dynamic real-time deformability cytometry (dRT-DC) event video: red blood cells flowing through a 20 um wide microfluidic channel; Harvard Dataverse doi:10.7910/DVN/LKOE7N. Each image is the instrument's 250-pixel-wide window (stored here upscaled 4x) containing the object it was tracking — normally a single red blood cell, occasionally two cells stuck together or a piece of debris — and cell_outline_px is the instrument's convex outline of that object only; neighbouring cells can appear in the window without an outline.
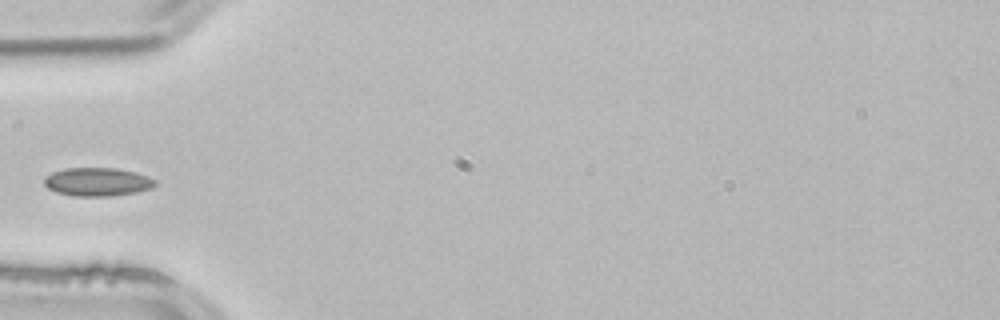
{"species": "common noctule bat (a hibernating species)", "species_latin": "Nyctalus noctula", "temperature_condition": "room temperature", "stored_images_in_passage": 3, "camera_frame_rate_fps": 3000, "um_per_image_px": 0.085, "animal": {"sex": "male", "body_mass_g": 21.5, "forearm_length_mm": 52.0}, "frame": {"image": 1, "passage_image": 3, "time_ms": 0.667, "image_size_px": [1000, 320], "cell_outline_px": [[156, 184], [152, 188], [136, 192], [108, 196], [76, 196], [56, 192], [48, 188], [44, 184], [44, 176], [52, 172], [64, 168], [116, 168], [148, 176], [156, 180]], "centroid_in_image_um": [8.25, 15.45], "position_along_channel_um": 76.7, "area_um2": 18.32}}